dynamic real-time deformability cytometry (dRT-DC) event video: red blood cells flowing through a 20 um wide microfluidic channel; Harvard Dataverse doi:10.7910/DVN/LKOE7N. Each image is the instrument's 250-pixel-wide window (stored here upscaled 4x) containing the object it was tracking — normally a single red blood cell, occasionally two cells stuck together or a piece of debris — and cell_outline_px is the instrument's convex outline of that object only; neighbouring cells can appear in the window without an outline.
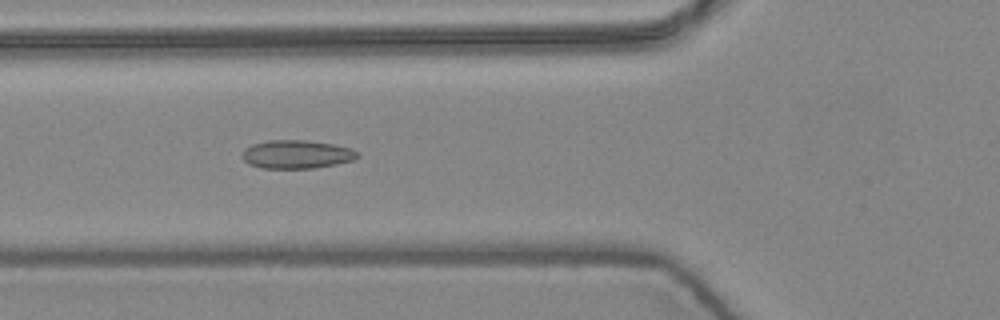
{"species": "common noctule bat (a hibernating species)", "species_latin": "Nyctalus noctula", "temperature_condition": "warm", "stored_images_in_passage": 7, "camera_frame_rate_fps": 3000, "um_per_image_px": 0.085, "animal": {"sex": "female", "body_mass_g": 24.6, "forearm_length_mm": 56.2}, "frame": {"image": 1, "passage_image": 6, "time_ms": 1.667, "image_size_px": [1000, 320], "cell_outline_px": [[360, 156], [352, 160], [336, 164], [316, 168], [260, 168], [248, 164], [244, 160], [244, 148], [252, 144], [268, 140], [308, 140], [332, 144], [352, 148], [360, 152]], "centroid_in_image_um": [25.24, 13.11], "position_along_channel_um": 100.6, "area_um2": 19.19}}
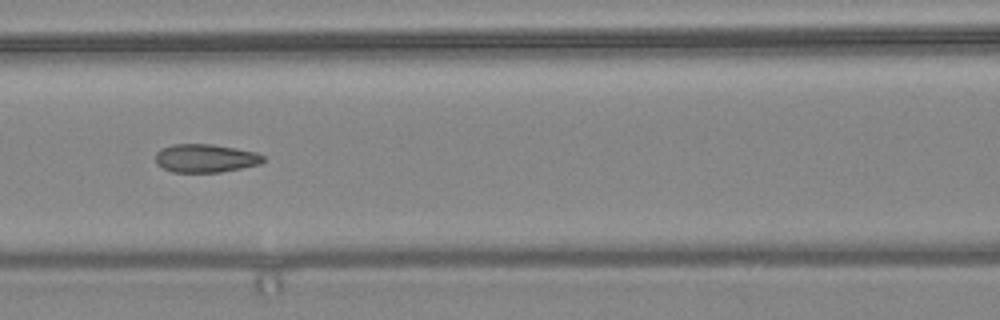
{"frame": {"image": 2, "passage_image": 7, "time_ms": 2.0, "image_size_px": [1000, 320], "cell_outline_px": [[264, 160], [260, 164], [220, 172], [172, 172], [156, 164], [156, 152], [160, 148], [172, 144], [212, 144], [236, 148], [256, 152], [264, 156]], "centroid_in_image_um": [17.44, 13.44], "position_along_channel_um": 149.2, "area_um2": 17.8}}